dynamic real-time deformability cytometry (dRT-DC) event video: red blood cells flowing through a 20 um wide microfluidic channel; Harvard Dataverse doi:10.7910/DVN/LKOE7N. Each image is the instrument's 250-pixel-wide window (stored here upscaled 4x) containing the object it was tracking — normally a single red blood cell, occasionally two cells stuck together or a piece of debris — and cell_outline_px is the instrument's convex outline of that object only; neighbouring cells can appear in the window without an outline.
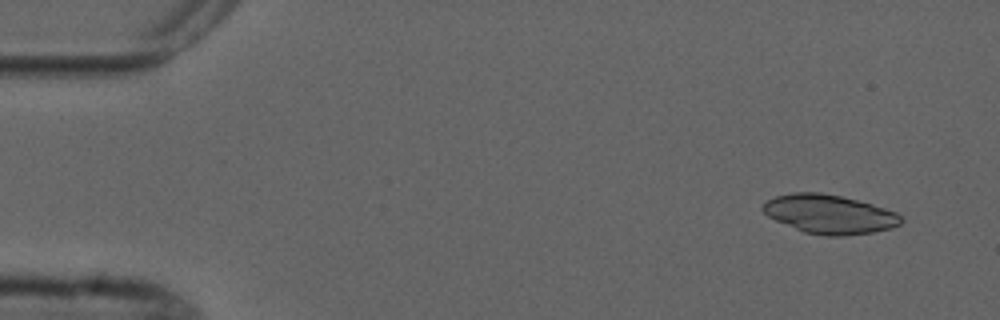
{"species": "common noctule bat (a hibernating species)", "species_latin": "Nyctalus noctula", "temperature_condition": "cold", "stored_images_in_passage": 4, "camera_frame_rate_fps": 3000, "um_per_image_px": 0.085, "animal": {"sex": "male", "forearm_length_mm": 52.5}, "frame": {"image": 1, "passage_image": 1, "time_ms": 0.0, "image_size_px": [1000, 320], "cell_outline_px": [[904, 220], [900, 224], [888, 228], [872, 232], [844, 236], [824, 236], [804, 232], [776, 220], [768, 216], [760, 208], [768, 200], [776, 196], [792, 192], [820, 192], [840, 196], [872, 204], [896, 212]], "centroid_in_image_um": [70.48, 18.2], "position_along_channel_um": 14.5, "area_um2": 31.1}}